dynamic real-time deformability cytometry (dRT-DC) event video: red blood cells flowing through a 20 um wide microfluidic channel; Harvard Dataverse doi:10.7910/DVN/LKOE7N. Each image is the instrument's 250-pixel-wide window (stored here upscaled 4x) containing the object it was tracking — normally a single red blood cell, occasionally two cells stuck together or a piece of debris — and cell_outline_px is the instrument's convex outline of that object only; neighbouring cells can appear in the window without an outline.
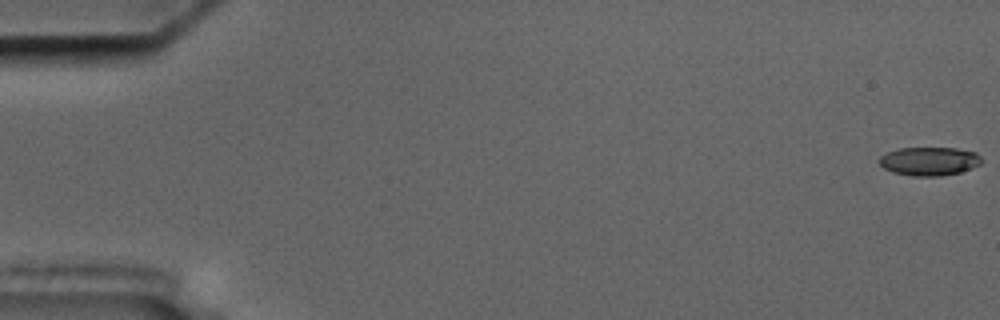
{"species": "common noctule bat (a hibernating species)", "species_latin": "Nyctalus noctula", "temperature_condition": "cold", "stored_images_in_passage": 57, "camera_frame_rate_fps": 3000, "um_per_image_px": 0.085, "animal": {"sex": "male", "body_mass_g": 17.5, "forearm_length_mm": 52.3}, "frame": {"image": 1, "passage_image": 1, "time_ms": 0.0, "image_size_px": [1000, 320], "cell_outline_px": [[984, 160], [980, 164], [972, 168], [960, 172], [940, 176], [912, 176], [892, 172], [884, 168], [880, 164], [880, 156], [888, 152], [900, 148], [956, 148], [976, 152]], "centroid_in_image_um": [79.02, 13.7], "position_along_channel_um": 6.0, "area_um2": 17.05}}
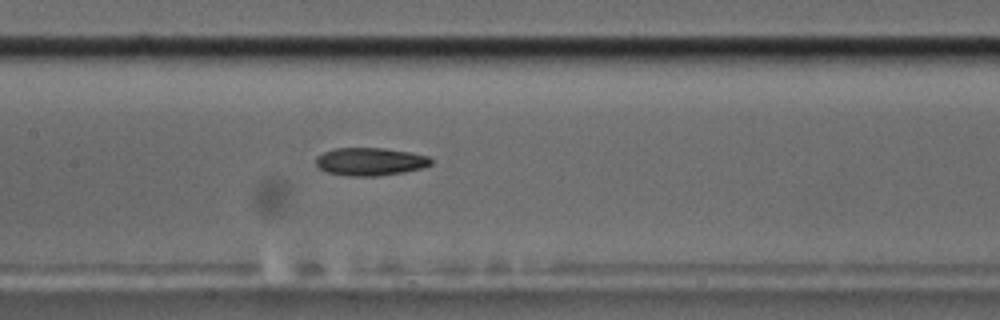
{"frame": {"image": 2, "passage_image": 28, "time_ms": 9.0, "image_size_px": [1000, 320], "cell_outline_px": [[432, 164], [424, 168], [404, 172], [380, 176], [348, 176], [328, 172], [320, 168], [316, 164], [316, 156], [332, 148], [384, 148], [408, 152], [428, 156], [432, 160]], "centroid_in_image_um": [31.48, 13.74], "position_along_channel_um": 175.9, "area_um2": 18.79}}
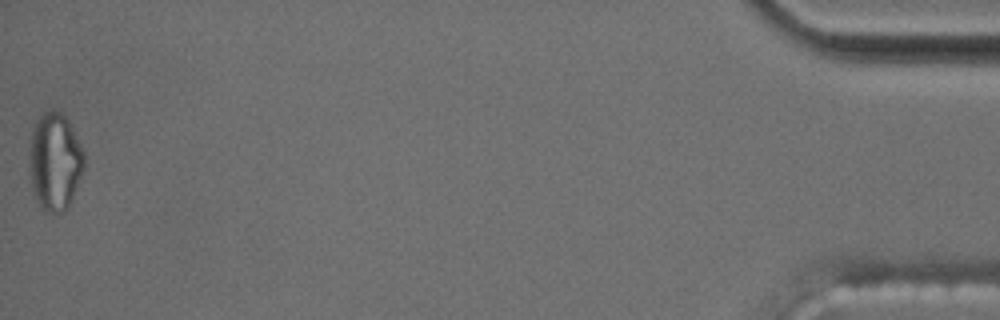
{"frame": {"image": 3, "passage_image": 57, "time_ms": 18.667, "image_size_px": [1000, 320], "cell_outline_px": [[84, 164], [80, 176], [68, 208], [60, 212], [44, 212], [40, 208], [32, 188], [28, 172], [28, 168], [32, 128], [36, 120], [44, 112], [52, 108], [60, 112], [68, 120], [84, 152]], "centroid_in_image_um": [4.63, 13.72], "position_along_channel_um": 430.6, "area_um2": 31.21}}